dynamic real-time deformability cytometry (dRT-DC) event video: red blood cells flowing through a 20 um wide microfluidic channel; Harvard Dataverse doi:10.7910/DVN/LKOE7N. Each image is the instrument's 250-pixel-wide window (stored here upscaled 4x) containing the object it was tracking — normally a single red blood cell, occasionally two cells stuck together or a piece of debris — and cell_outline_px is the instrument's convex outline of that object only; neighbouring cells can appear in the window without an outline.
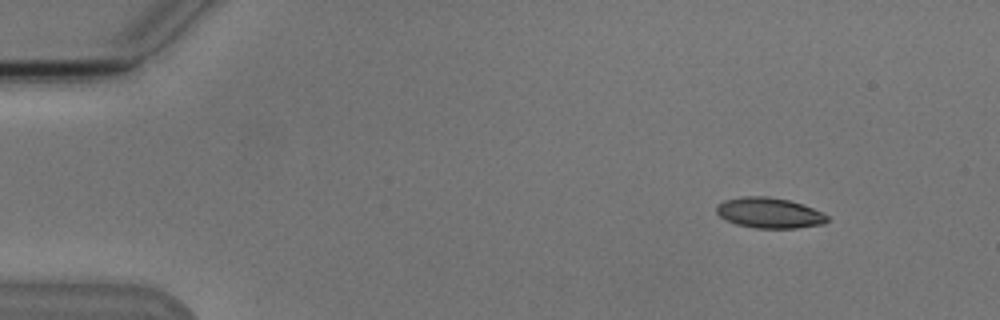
{"species": "Egyptian fruit bat (a non-hibernating species)", "species_latin": "Rousettus aegyptiacus", "temperature_condition": "cold", "stored_images_in_passage": 5, "camera_frame_rate_fps": 3000, "um_per_image_px": 0.085, "animal": {"sex": "male"}, "frame": {"image": 1, "passage_image": 2, "time_ms": 1.333, "image_size_px": [1000, 320], "cell_outline_px": [[828, 220], [824, 224], [796, 228], [756, 228], [736, 224], [720, 216], [716, 212], [716, 204], [724, 200], [744, 196], [768, 196], [788, 200], [804, 204], [828, 216]], "centroid_in_image_um": [65.38, 18.09], "position_along_channel_um": 19.6, "area_um2": 19.65}}
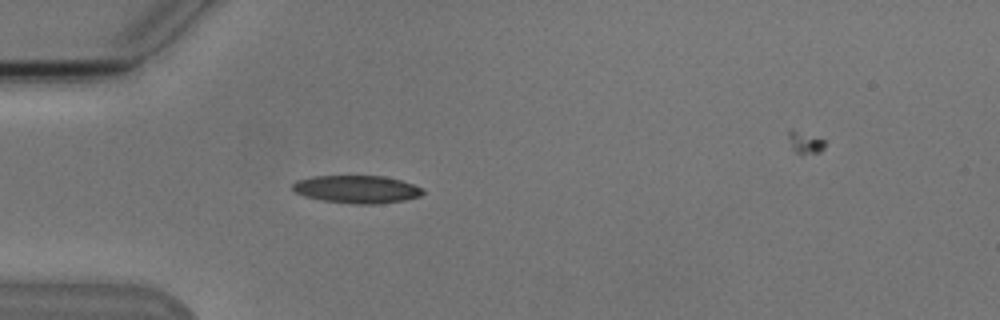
{"frame": {"image": 2, "passage_image": 5, "time_ms": 4.667, "image_size_px": [1000, 320], "cell_outline_px": [[424, 192], [420, 196], [404, 200], [376, 204], [352, 204], [320, 200], [304, 196], [296, 192], [292, 188], [292, 184], [296, 180], [312, 176], [384, 176], [400, 180], [412, 184], [420, 188]], "centroid_in_image_um": [30.29, 16.09], "position_along_channel_um": 54.7, "area_um2": 21.04}}